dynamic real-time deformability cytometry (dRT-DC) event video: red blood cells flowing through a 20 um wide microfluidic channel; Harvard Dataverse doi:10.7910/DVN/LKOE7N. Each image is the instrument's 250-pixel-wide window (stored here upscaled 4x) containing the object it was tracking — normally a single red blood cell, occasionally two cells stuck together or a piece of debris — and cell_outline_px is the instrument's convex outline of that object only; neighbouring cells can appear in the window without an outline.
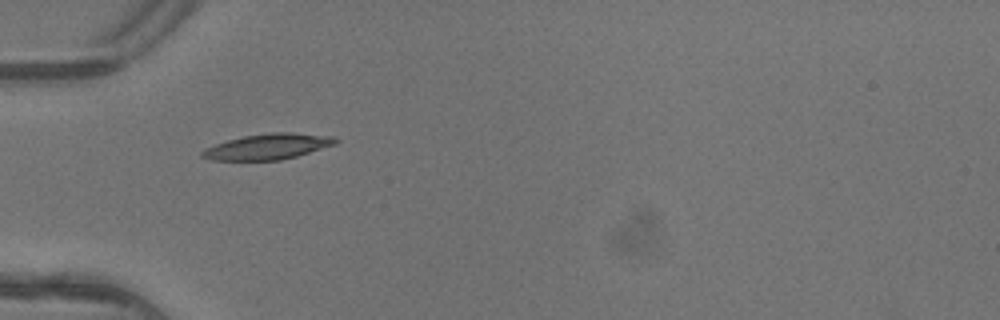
{"species": "common noctule bat (a hibernating species)", "species_latin": "Nyctalus noctula", "temperature_condition": "warm", "stored_images_in_passage": 6, "camera_frame_rate_fps": 3000, "um_per_image_px": 0.085, "animal": {"sex": "female"}, "frame": {"image": 1, "passage_image": 5, "time_ms": 1.333, "image_size_px": [1000, 320], "cell_outline_px": [[340, 140], [336, 144], [296, 156], [280, 160], [212, 160], [200, 156], [200, 152], [204, 148], [228, 140], [244, 136], [272, 132], [292, 132], [332, 136]], "centroid_in_image_um": [22.77, 12.46], "position_along_channel_um": 62.2, "area_um2": 19.88}}
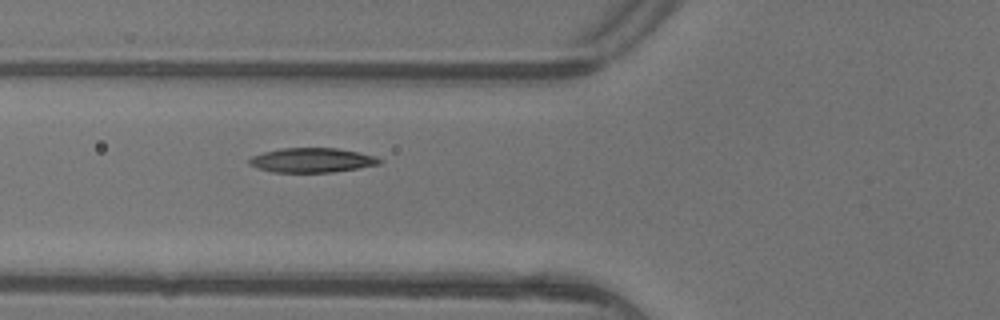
{"frame": {"image": 2, "passage_image": 6, "time_ms": 1.667, "image_size_px": [1000, 320], "cell_outline_px": [[384, 160], [380, 164], [332, 172], [272, 172], [248, 164], [248, 160], [252, 156], [264, 152], [284, 148], [336, 148], [376, 156]], "centroid_in_image_um": [26.52, 13.61], "position_along_channel_um": 99.3, "area_um2": 18.38}}